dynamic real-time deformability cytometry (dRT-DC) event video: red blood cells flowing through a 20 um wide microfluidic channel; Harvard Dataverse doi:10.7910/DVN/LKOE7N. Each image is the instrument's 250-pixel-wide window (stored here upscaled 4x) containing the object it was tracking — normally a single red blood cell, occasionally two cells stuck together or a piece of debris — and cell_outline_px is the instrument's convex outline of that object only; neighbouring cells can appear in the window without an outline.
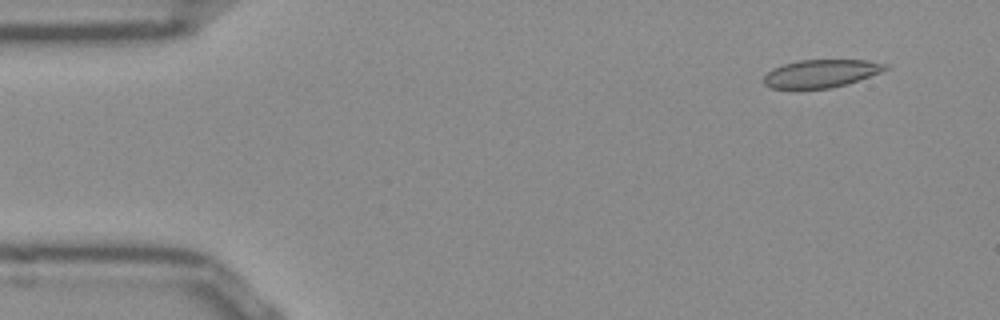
{"species": "Egyptian fruit bat (a non-hibernating species)", "species_latin": "Rousettus aegyptiacus", "temperature_condition": "room temperature", "stored_images_in_passage": 14, "camera_frame_rate_fps": 3000, "um_per_image_px": 0.085, "frame": {"image": 1, "passage_image": 4, "time_ms": 1.0, "image_size_px": [1000, 320], "cell_outline_px": [[888, 68], [880, 72], [848, 84], [828, 88], [772, 88], [764, 84], [764, 76], [772, 68], [784, 64], [800, 60], [868, 60], [888, 64]], "centroid_in_image_um": [69.8, 6.24], "position_along_channel_um": 15.2, "area_um2": 19.59}}
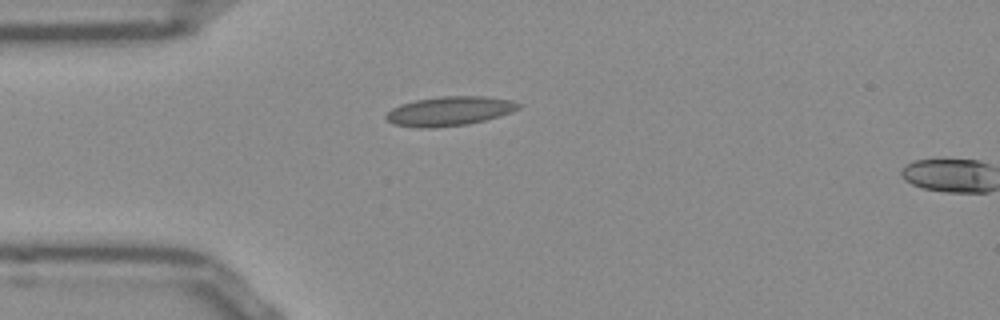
{"frame": {"image": 2, "passage_image": 13, "time_ms": 4.0, "image_size_px": [1000, 320], "cell_outline_px": [[524, 104], [520, 108], [512, 112], [500, 116], [468, 124], [432, 128], [416, 128], [392, 124], [384, 116], [392, 108], [400, 104], [416, 100], [440, 96], [484, 96], [512, 100]], "centroid_in_image_um": [38.22, 9.44], "position_along_channel_um": 46.8, "area_um2": 22.83}}